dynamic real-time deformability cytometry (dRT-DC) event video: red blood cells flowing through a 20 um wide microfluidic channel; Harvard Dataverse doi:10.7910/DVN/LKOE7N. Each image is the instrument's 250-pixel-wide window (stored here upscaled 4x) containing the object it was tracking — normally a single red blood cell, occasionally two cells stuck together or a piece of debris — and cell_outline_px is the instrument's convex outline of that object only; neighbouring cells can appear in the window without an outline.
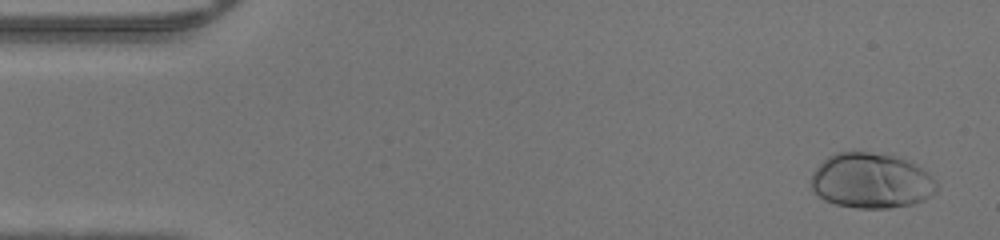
{"species": "human", "species_latin": "Homo sapiens", "temperature_condition": "warm", "stored_images_in_passage": 47, "camera_frame_rate_fps": 3000, "um_per_image_px": 0.085, "donor": {"sex": "male"}, "frame": {"image": 1, "passage_image": 2, "time_ms": 0.333, "image_size_px": [1000, 240], "cell_outline_px": [[936, 192], [924, 200], [912, 204], [888, 208], [856, 208], [836, 204], [824, 200], [812, 192], [812, 172], [828, 156], [836, 152], [868, 152], [892, 156], [904, 160], [928, 172], [932, 176], [936, 184]], "centroid_in_image_um": [74.02, 15.38], "position_along_channel_um": 11.0, "area_um2": 40.17}}
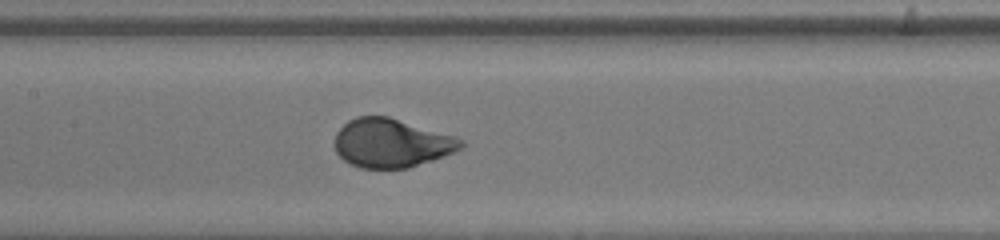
{"frame": {"image": 2, "passage_image": 22, "time_ms": 7.0, "image_size_px": [1000, 240], "cell_outline_px": [[464, 144], [460, 148], [452, 152], [408, 168], [360, 168], [344, 160], [336, 152], [336, 132], [348, 120], [356, 116], [388, 116], [452, 136], [464, 140]], "centroid_in_image_um": [33.22, 12.15], "position_along_channel_um": 174.2, "area_um2": 35.2}}
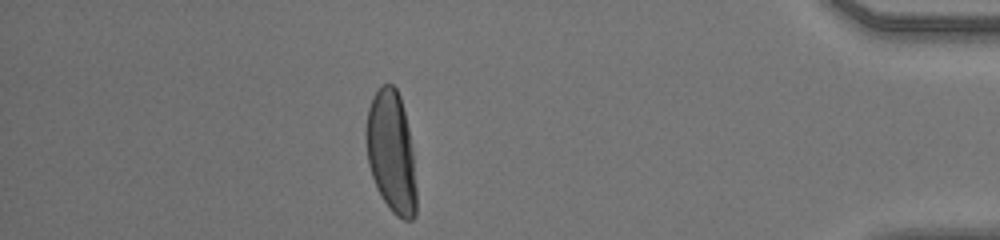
{"frame": {"image": 3, "passage_image": 41, "time_ms": 13.333, "image_size_px": [1000, 240], "cell_outline_px": [[416, 216], [412, 220], [404, 220], [396, 216], [392, 212], [376, 188], [368, 164], [364, 132], [368, 108], [372, 96], [384, 84], [392, 84], [396, 88], [400, 96], [408, 128], [412, 152], [416, 188]], "centroid_in_image_um": [33.24, 12.94], "position_along_channel_um": 402.0, "area_um2": 35.72}}